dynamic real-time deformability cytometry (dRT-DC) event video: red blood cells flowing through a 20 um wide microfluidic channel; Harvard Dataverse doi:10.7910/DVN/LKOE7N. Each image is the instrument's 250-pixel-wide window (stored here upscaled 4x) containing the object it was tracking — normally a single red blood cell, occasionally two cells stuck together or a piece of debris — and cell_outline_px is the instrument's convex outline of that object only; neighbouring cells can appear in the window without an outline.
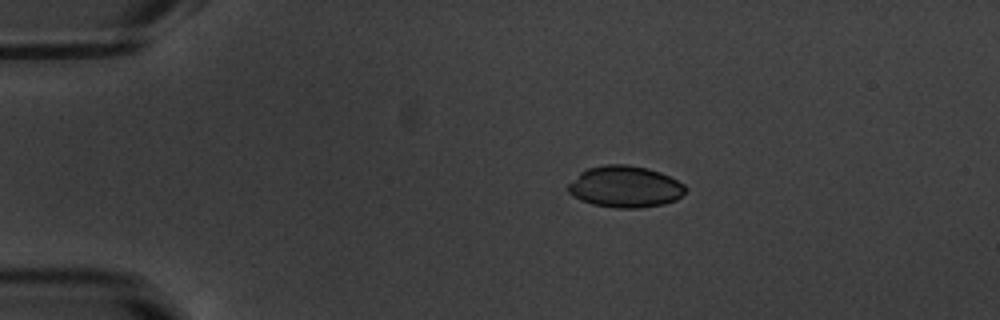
{"species": "common noctule bat (a hibernating species)", "species_latin": "Nyctalus noctula", "temperature_condition": "warm", "stored_images_in_passage": 44, "camera_frame_rate_fps": 3000, "um_per_image_px": 0.085, "animal": {"sex": "male", "body_mass_g": 20.1, "forearm_length_mm": 53.5}, "frame": {"image": 1, "passage_image": 1, "time_ms": 0.0, "image_size_px": [1000, 320], "cell_outline_px": [[688, 188], [676, 200], [664, 204], [640, 208], [616, 208], [592, 204], [580, 200], [572, 196], [568, 192], [568, 184], [580, 172], [588, 168], [604, 164], [628, 164], [648, 168], [660, 172], [684, 184]], "centroid_in_image_um": [53.12, 15.87], "position_along_channel_um": 31.9, "area_um2": 28.55}}
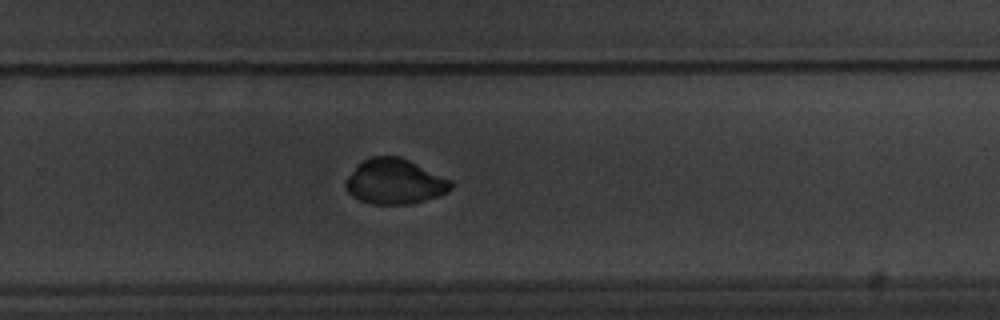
{"frame": {"image": 2, "passage_image": 26, "time_ms": 8.333, "image_size_px": [1000, 320], "cell_outline_px": [[452, 188], [448, 192], [440, 196], [412, 204], [372, 204], [360, 200], [352, 196], [348, 192], [344, 184], [344, 180], [356, 164], [372, 156], [400, 156], [452, 180]], "centroid_in_image_um": [33.54, 15.43], "position_along_channel_um": 296.3, "area_um2": 28.03}}
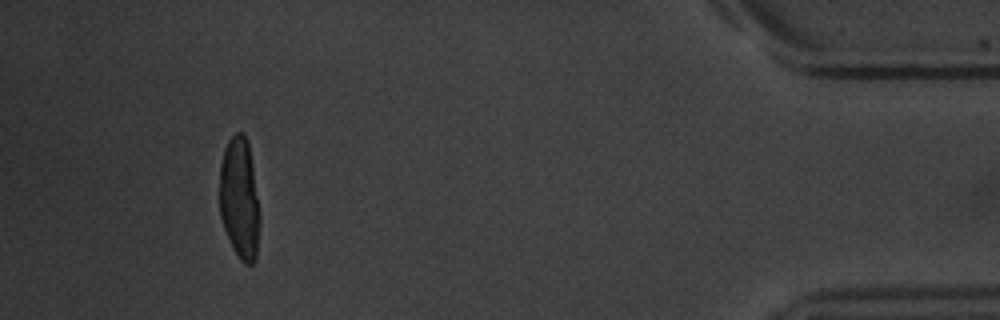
{"frame": {"image": 3, "passage_image": 40, "time_ms": 13.0, "image_size_px": [1000, 320], "cell_outline_px": [[260, 224], [256, 260], [252, 264], [244, 264], [240, 260], [232, 248], [228, 240], [220, 216], [220, 164], [224, 148], [228, 140], [236, 132], [244, 132], [248, 140], [252, 164], [260, 216]], "centroid_in_image_um": [20.36, 16.9], "position_along_channel_um": 414.8, "area_um2": 28.84}, "authors_computed_cell_mechanics": {"area_um2": 28.9867, "velocity_mm_per_s": 3.8255, "shape_relaxation_time_tau1_ms": 6.7418, "shape_relaxation_time_tau2_ms": 1.4353, "deformation_change_tau1": 0.2184, "deformation_change_tau2": 0.0357}}